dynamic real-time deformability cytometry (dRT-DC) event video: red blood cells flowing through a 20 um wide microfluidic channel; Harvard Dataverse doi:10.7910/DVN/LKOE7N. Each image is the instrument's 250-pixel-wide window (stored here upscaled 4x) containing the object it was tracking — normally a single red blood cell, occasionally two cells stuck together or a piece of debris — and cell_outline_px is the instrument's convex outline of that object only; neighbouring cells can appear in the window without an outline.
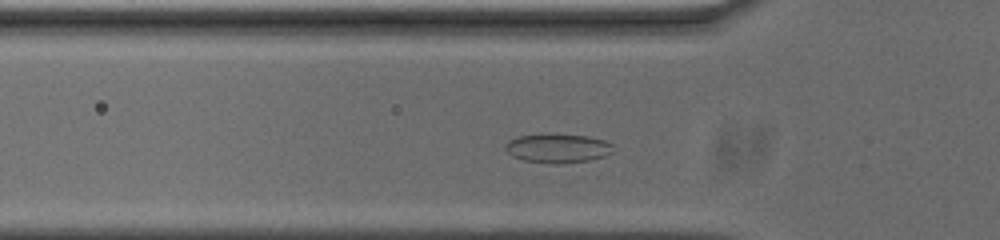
{"species": "common noctule bat (a hibernating species)", "species_latin": "Nyctalus noctula", "temperature_condition": "cold", "stored_images_in_passage": 48, "camera_frame_rate_fps": 3000, "um_per_image_px": 0.085, "animal": {"sex": "male", "body_mass_g": 20.0, "forearm_length_mm": 53.3}, "frame": {"image": 1, "passage_image": 10, "time_ms": 3.0, "image_size_px": [1000, 240], "cell_outline_px": [[616, 148], [612, 152], [604, 156], [588, 160], [556, 164], [524, 160], [512, 156], [504, 148], [504, 144], [508, 140], [520, 136], [588, 136], [604, 140], [612, 144]], "centroid_in_image_um": [47.42, 12.63], "position_along_channel_um": 78.4, "area_um2": 17.63}}
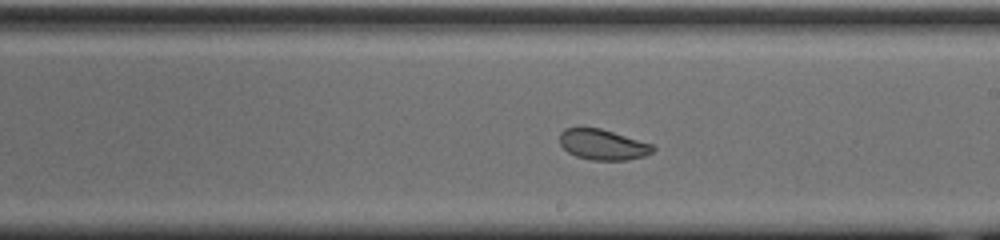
{"frame": {"image": 2, "passage_image": 23, "time_ms": 7.333, "image_size_px": [1000, 240], "cell_outline_px": [[656, 148], [652, 152], [644, 156], [628, 160], [592, 160], [576, 156], [568, 152], [560, 144], [560, 132], [564, 128], [600, 128], [652, 144]], "centroid_in_image_um": [51.24, 12.3], "position_along_channel_um": 237.8, "area_um2": 16.47}}
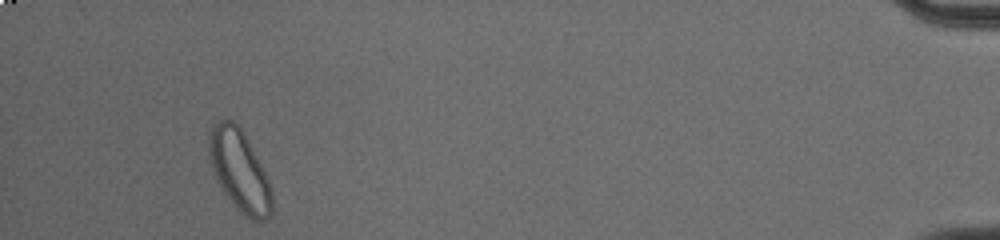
{"frame": {"image": 3, "passage_image": 44, "time_ms": 14.333, "image_size_px": [1000, 240], "cell_outline_px": [[272, 212], [264, 220], [252, 220], [240, 212], [236, 208], [224, 192], [216, 180], [208, 156], [208, 132], [220, 120], [232, 120], [240, 124], [272, 188]], "centroid_in_image_um": [20.34, 14.49], "position_along_channel_um": 414.9, "area_um2": 29.71}, "authors_computed_cell_mechanics": {"area_um2": 18.785, "velocity_mm_per_s": 3.6764, "shape_relaxation_time_tau1_ms": 5.1141, "shape_relaxation_time_tau2_ms": 1.679, "deformation_change_tau1": 0.1059, "deformation_change_tau2": 0.0534}}